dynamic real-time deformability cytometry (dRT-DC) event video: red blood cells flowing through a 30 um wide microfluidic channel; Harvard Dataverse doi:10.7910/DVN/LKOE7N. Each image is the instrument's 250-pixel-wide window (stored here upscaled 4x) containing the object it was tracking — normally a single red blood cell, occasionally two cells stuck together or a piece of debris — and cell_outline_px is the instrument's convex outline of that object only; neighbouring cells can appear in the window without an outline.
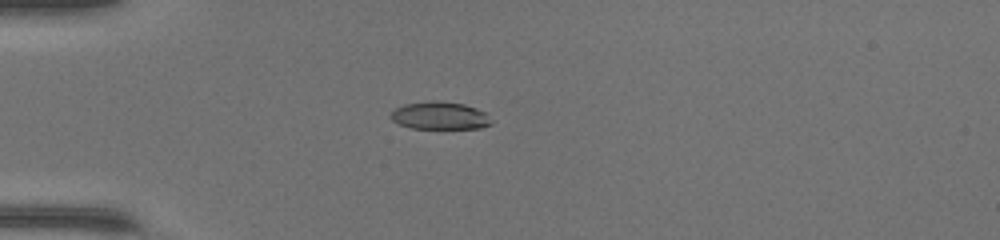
{"species": "common noctule bat (a hibernating species)", "species_latin": "Nyctalus noctula", "temperature_condition": "warm", "stored_images_in_passage": 35, "camera_frame_rate_fps": 3000, "um_per_image_px": 0.085, "animal": {"sex": "female", "body_mass_g": 17.0, "forearm_length_mm": 48.0}, "frame": {"image": 1, "passage_image": 1, "time_ms": 0.0, "image_size_px": [1000, 240], "cell_outline_px": [[492, 124], [480, 128], [412, 128], [400, 124], [392, 120], [388, 116], [396, 108], [404, 104], [464, 104], [476, 108], [484, 112], [492, 120]], "centroid_in_image_um": [37.41, 9.89], "position_along_channel_um": 47.6, "area_um2": 15.26}}
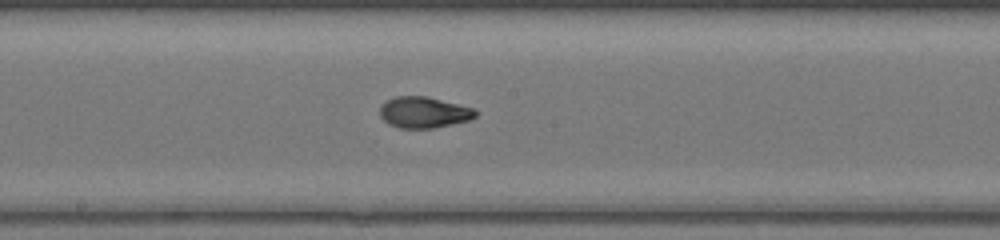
{"frame": {"image": 2, "passage_image": 14, "time_ms": 4.333, "image_size_px": [1000, 240], "cell_outline_px": [[476, 116], [468, 120], [452, 124], [432, 128], [400, 128], [388, 124], [380, 116], [380, 108], [388, 100], [396, 96], [428, 96], [476, 108]], "centroid_in_image_um": [36.05, 9.54], "position_along_channel_um": 212.2, "area_um2": 17.34}}
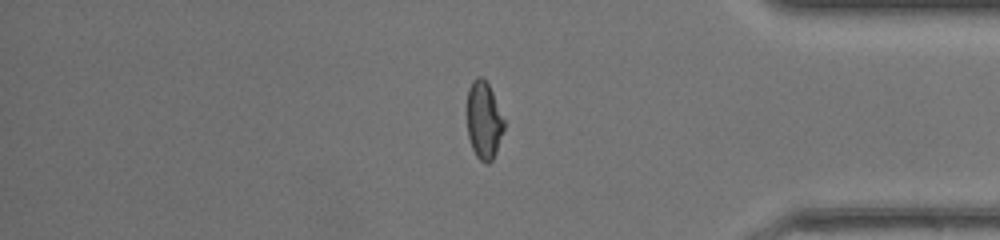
{"frame": {"image": 3, "passage_image": 28, "time_ms": 9.0, "image_size_px": [1000, 240], "cell_outline_px": [[504, 128], [496, 152], [492, 160], [488, 164], [484, 164], [476, 156], [472, 148], [468, 136], [468, 88], [472, 80], [476, 76], [480, 76], [488, 84], [492, 92], [504, 120]], "centroid_in_image_um": [41.12, 10.25], "position_along_channel_um": 394.1, "area_um2": 16.53}, "authors_computed_cell_mechanics": {"area_um2": 17.2822, "velocity_mm_per_s": 4.3429, "shape_relaxation_time_tau1_ms": 6.0668, "shape_relaxation_time_tau2_ms": 1.042, "deformation_change_tau1": 0.2549, "deformation_change_tau2": 0.0549}}